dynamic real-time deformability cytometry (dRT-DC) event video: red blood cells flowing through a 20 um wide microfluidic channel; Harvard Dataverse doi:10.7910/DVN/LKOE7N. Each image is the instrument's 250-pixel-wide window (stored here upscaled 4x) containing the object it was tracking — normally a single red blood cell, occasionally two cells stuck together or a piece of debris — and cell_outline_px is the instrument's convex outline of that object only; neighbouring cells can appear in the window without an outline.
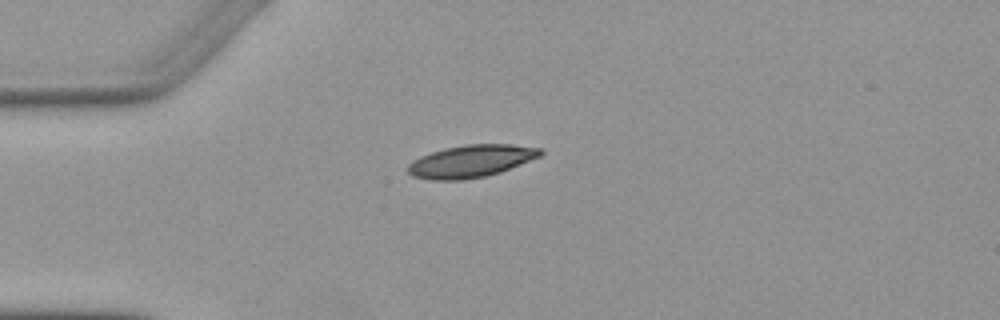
{"species": "Egyptian fruit bat (a non-hibernating species)", "species_latin": "Rousettus aegyptiacus", "temperature_condition": "warm", "stored_images_in_passage": 3, "camera_frame_rate_fps": 3000, "um_per_image_px": 0.085, "animal": {"sex": "female"}, "frame": {"image": 1, "passage_image": 1, "time_ms": 0.0, "image_size_px": [1000, 320], "cell_outline_px": [[544, 152], [540, 156], [500, 172], [484, 176], [464, 180], [432, 180], [412, 176], [408, 172], [408, 164], [420, 156], [444, 148], [468, 144], [512, 144], [540, 148]], "centroid_in_image_um": [40.02, 13.7], "position_along_channel_um": 45.0, "area_um2": 24.85}}
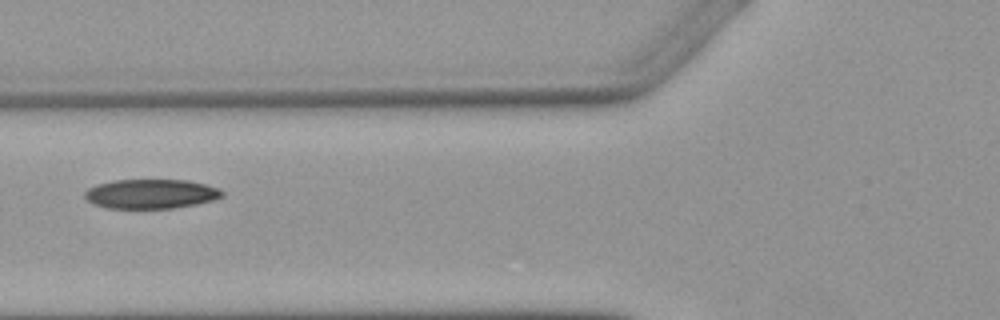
{"frame": {"image": 2, "passage_image": 3, "time_ms": 2.333, "image_size_px": [1000, 320], "cell_outline_px": [[224, 196], [212, 200], [196, 204], [172, 208], [108, 208], [92, 204], [84, 196], [84, 192], [88, 188], [96, 184], [112, 180], [188, 180], [220, 188], [224, 192]], "centroid_in_image_um": [12.82, 16.47], "position_along_channel_um": 113.0, "area_um2": 23.64}}